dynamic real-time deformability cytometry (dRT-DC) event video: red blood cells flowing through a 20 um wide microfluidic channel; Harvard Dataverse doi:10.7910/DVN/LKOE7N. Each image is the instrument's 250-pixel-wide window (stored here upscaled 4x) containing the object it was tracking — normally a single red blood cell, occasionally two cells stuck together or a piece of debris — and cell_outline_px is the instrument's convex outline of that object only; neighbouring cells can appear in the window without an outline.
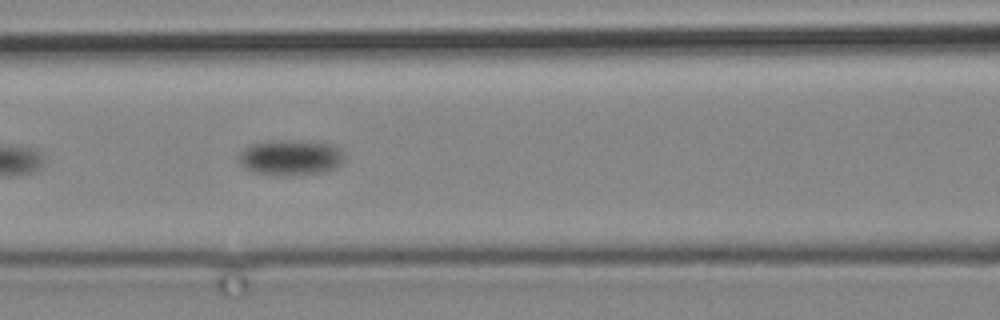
{"species": "common noctule bat (a hibernating species)", "species_latin": "Nyctalus noctula", "temperature_condition": "cold", "stored_images_in_passage": 5, "camera_frame_rate_fps": 3000, "um_per_image_px": 0.085, "animal": {"sex": "male", "body_mass_g": 19.2, "forearm_length_mm": 51.8}, "frame": {"image": 1, "passage_image": 5, "time_ms": 4.667, "image_size_px": [1000, 320], "cell_outline_px": [[344, 160], [336, 168], [328, 172], [296, 176], [280, 176], [252, 172], [244, 168], [240, 164], [240, 152], [244, 148], [252, 144], [272, 140], [300, 140], [328, 144], [340, 148], [344, 156]], "centroid_in_image_um": [24.71, 13.41], "position_along_channel_um": 141.9, "area_um2": 22.31}}